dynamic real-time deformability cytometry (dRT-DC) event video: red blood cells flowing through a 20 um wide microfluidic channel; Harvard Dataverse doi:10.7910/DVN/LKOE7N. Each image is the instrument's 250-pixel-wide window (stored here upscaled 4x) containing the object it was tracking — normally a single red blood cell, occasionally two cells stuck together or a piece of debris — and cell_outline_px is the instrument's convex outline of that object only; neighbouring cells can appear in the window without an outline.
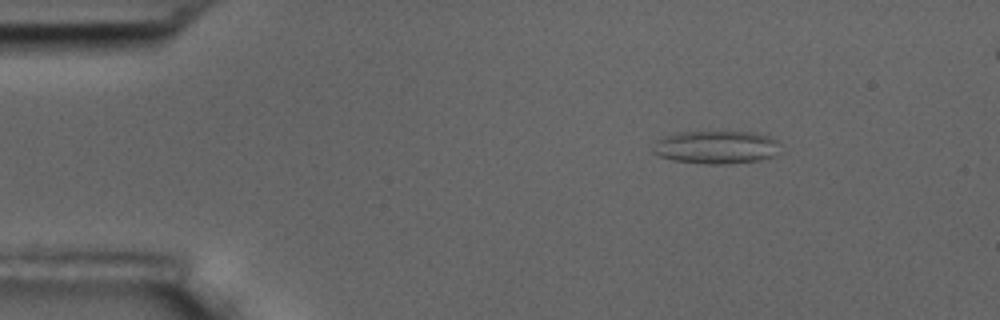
{"species": "common noctule bat (a hibernating species)", "species_latin": "Nyctalus noctula", "temperature_condition": "room temperature", "stored_images_in_passage": 13, "camera_frame_rate_fps": 3000, "um_per_image_px": 0.085, "animal": {"sex": "male", "body_mass_g": 17.5, "forearm_length_mm": 52.3}, "frame": {"image": 1, "passage_image": 3, "time_ms": 2.333, "image_size_px": [1000, 320], "cell_outline_px": [[784, 152], [760, 160], [728, 164], [708, 164], [672, 160], [660, 156], [652, 152], [652, 148], [656, 140], [664, 136], [676, 132], [716, 128], [752, 132], [768, 136], [776, 140], [780, 144]], "centroid_in_image_um": [60.9, 12.46], "position_along_channel_um": 24.1, "area_um2": 25.95}}
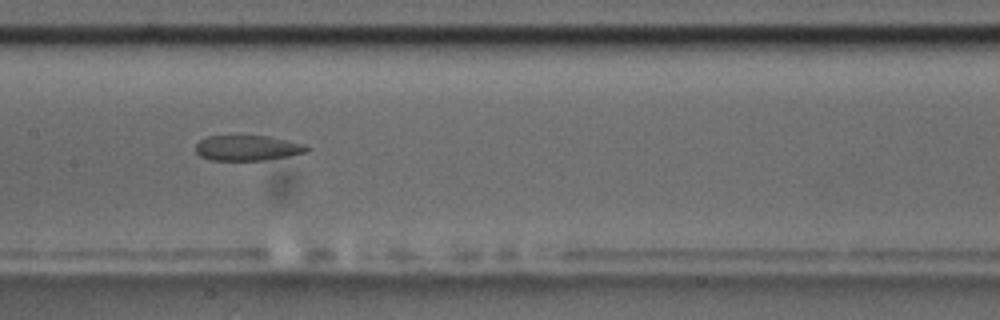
{"frame": {"image": 2, "passage_image": 8, "time_ms": 9.0, "image_size_px": [1000, 320], "cell_outline_px": [[308, 152], [288, 156], [264, 160], [208, 160], [200, 156], [196, 152], [196, 144], [200, 140], [208, 136], [268, 136], [288, 140], [304, 144], [308, 148]], "centroid_in_image_um": [21.03, 12.58], "position_along_channel_um": 186.4, "area_um2": 16.36}}
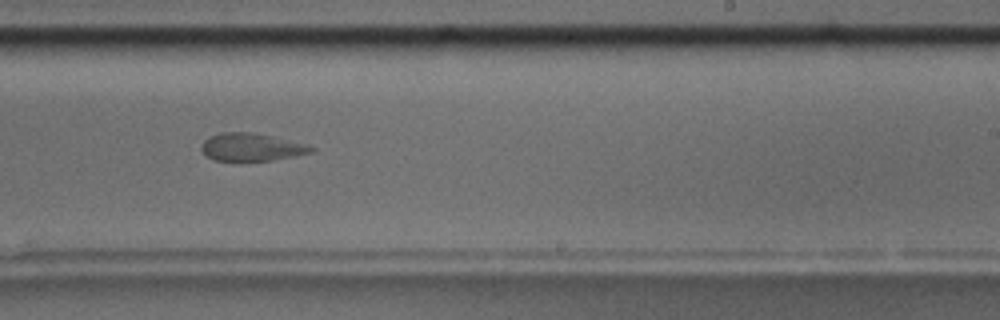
{"frame": {"image": 3, "passage_image": 10, "time_ms": 11.333, "image_size_px": [1000, 320], "cell_outline_px": [[316, 148], [312, 152], [296, 156], [272, 160], [212, 160], [200, 148], [200, 144], [208, 136], [220, 132], [252, 132], [272, 136], [304, 144]], "centroid_in_image_um": [21.33, 12.49], "position_along_channel_um": 267.7, "area_um2": 17.63}}